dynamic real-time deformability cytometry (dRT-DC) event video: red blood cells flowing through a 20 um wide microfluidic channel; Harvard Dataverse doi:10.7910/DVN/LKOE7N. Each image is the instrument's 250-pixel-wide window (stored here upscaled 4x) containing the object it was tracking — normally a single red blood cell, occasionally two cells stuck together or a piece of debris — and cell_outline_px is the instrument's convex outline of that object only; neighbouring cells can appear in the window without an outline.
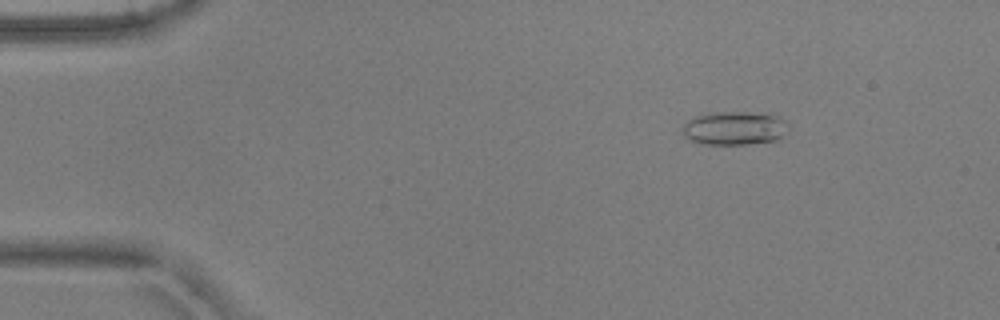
{"species": "common noctule bat (a hibernating species)", "species_latin": "Nyctalus noctula", "temperature_condition": "warm", "stored_images_in_passage": 5, "camera_frame_rate_fps": 3000, "um_per_image_px": 0.085, "animal": {"sex": "male", "body_mass_g": 17.9, "forearm_length_mm": 54.2}, "frame": {"image": 1, "passage_image": 2, "time_ms": 0.333, "image_size_px": [1000, 320], "cell_outline_px": [[788, 124], [780, 140], [748, 144], [700, 144], [688, 140], [684, 136], [684, 124], [688, 120], [696, 116], [708, 112], [772, 112], [780, 116]], "centroid_in_image_um": [62.46, 10.88], "position_along_channel_um": 22.5, "area_um2": 21.15}}